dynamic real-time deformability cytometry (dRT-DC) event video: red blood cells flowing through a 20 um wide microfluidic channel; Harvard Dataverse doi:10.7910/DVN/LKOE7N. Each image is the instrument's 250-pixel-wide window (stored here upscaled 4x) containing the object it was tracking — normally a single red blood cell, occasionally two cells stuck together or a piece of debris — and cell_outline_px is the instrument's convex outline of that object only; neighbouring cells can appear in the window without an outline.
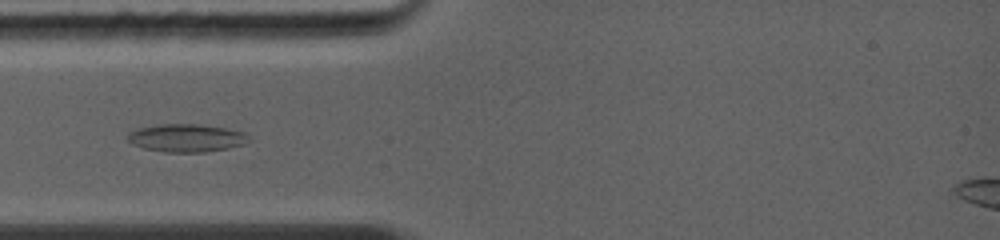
{"species": "common noctule bat (a hibernating species)", "species_latin": "Nyctalus noctula", "temperature_condition": "warm", "stored_images_in_passage": 12, "camera_frame_rate_fps": 5000, "um_per_image_px": 0.085, "animal": {"sex": "female", "body_mass_g": 19.0, "forearm_length_mm": 56.7}, "frame": {"image": 1, "passage_image": 6, "time_ms": 2.2, "image_size_px": [1000, 240], "cell_outline_px": [[248, 136], [240, 144], [224, 148], [204, 152], [164, 152], [144, 148], [132, 144], [128, 140], [128, 132], [140, 128], [160, 124], [196, 124], [224, 128], [244, 132]], "centroid_in_image_um": [15.75, 11.72], "position_along_channel_um": 69.3, "area_um2": 19.13}}
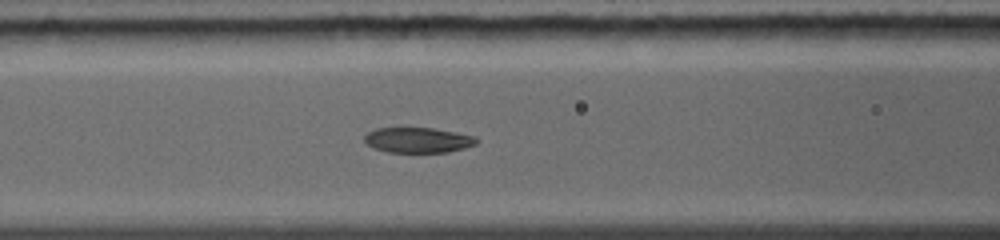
{"frame": {"image": 2, "passage_image": 9, "time_ms": 3.6, "image_size_px": [1000, 240], "cell_outline_px": [[480, 140], [476, 144], [464, 148], [448, 152], [388, 152], [372, 148], [364, 140], [364, 136], [368, 132], [376, 128], [400, 124], [432, 128], [456, 132], [476, 136]], "centroid_in_image_um": [35.49, 11.85], "position_along_channel_um": 131.1, "area_um2": 17.4}}
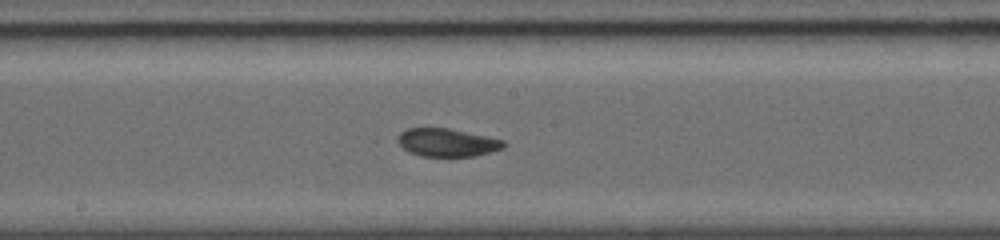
{"frame": {"image": 3, "passage_image": 12, "time_ms": 5.4, "image_size_px": [1000, 240], "cell_outline_px": [[504, 148], [492, 152], [476, 156], [420, 156], [408, 152], [396, 140], [400, 132], [408, 128], [448, 128], [504, 140]], "centroid_in_image_um": [37.99, 12.12], "position_along_channel_um": 210.2, "area_um2": 17.28}}